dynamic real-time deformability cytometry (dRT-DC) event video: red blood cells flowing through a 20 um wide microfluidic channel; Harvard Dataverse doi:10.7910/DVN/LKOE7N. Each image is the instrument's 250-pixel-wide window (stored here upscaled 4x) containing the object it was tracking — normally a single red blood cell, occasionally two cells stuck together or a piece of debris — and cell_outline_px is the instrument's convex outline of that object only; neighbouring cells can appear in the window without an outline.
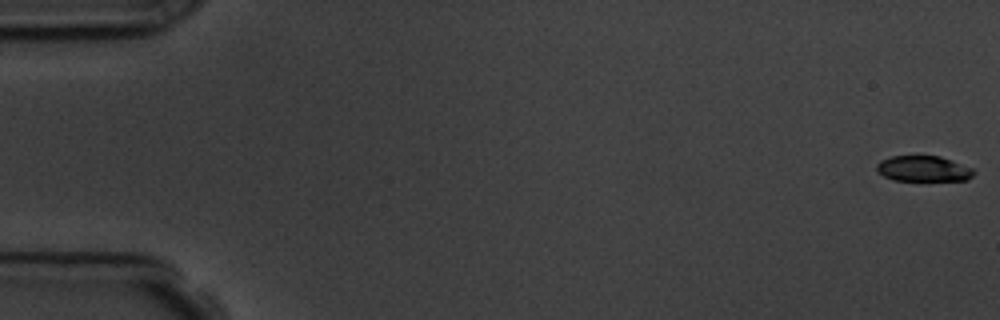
{"species": "common noctule bat (a hibernating species)", "species_latin": "Nyctalus noctula", "temperature_condition": "room temperature", "stored_images_in_passage": 57, "camera_frame_rate_fps": 3000, "um_per_image_px": 0.085, "animal": {"sex": "male", "body_mass_g": 19.5, "forearm_length_mm": 54.6}, "frame": {"image": 1, "passage_image": 1, "time_ms": 0.0, "image_size_px": [1000, 320], "cell_outline_px": [[976, 172], [968, 180], [896, 180], [884, 176], [876, 172], [876, 164], [880, 160], [892, 156], [940, 156], [952, 160], [972, 168]], "centroid_in_image_um": [78.48, 14.33], "position_along_channel_um": 6.5, "area_um2": 14.51}}
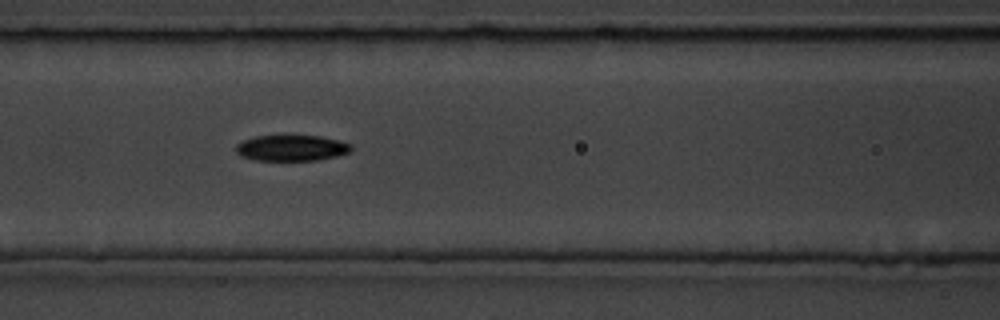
{"frame": {"image": 2, "passage_image": 25, "time_ms": 8.0, "image_size_px": [1000, 320], "cell_outline_px": [[352, 148], [348, 152], [336, 156], [320, 160], [256, 160], [240, 156], [236, 152], [236, 144], [240, 140], [256, 136], [320, 136], [340, 140], [348, 144]], "centroid_in_image_um": [24.73, 12.58], "position_along_channel_um": 141.9, "area_um2": 17.34}}
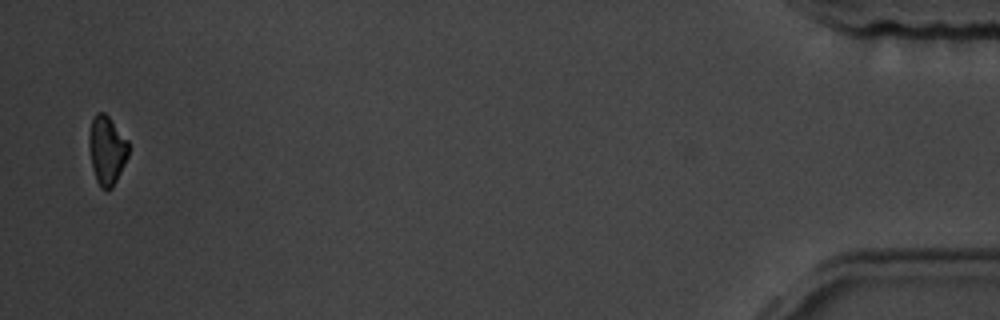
{"frame": {"image": 3, "passage_image": 56, "time_ms": 18.333, "image_size_px": [1000, 320], "cell_outline_px": [[128, 156], [112, 188], [108, 192], [104, 192], [100, 188], [96, 180], [92, 168], [88, 144], [88, 140], [92, 116], [96, 112], [104, 112], [108, 116], [128, 140]], "centroid_in_image_um": [9.06, 12.78], "position_along_channel_um": 426.1, "area_um2": 16.01}, "authors_computed_cell_mechanics": {"area_um2": 17.1666, "velocity_mm_per_s": 3.6223, "shape_relaxation_time_tau1_ms": 2.4927, "shape_relaxation_time_tau2_ms": null, "deformation_change_tau1": 0.1066, "deformation_change_tau2": null}}